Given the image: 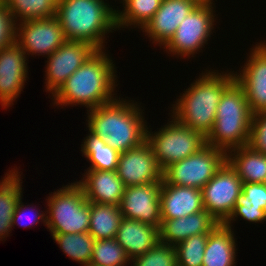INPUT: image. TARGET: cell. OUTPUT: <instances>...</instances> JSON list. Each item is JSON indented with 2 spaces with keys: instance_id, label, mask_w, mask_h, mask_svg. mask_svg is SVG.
I'll use <instances>...</instances> for the list:
<instances>
[{
  "instance_id": "36",
  "label": "cell",
  "mask_w": 266,
  "mask_h": 266,
  "mask_svg": "<svg viewBox=\"0 0 266 266\" xmlns=\"http://www.w3.org/2000/svg\"><path fill=\"white\" fill-rule=\"evenodd\" d=\"M253 150L266 155V119L258 112L253 114L248 144Z\"/></svg>"
},
{
  "instance_id": "29",
  "label": "cell",
  "mask_w": 266,
  "mask_h": 266,
  "mask_svg": "<svg viewBox=\"0 0 266 266\" xmlns=\"http://www.w3.org/2000/svg\"><path fill=\"white\" fill-rule=\"evenodd\" d=\"M57 3L58 0H5L7 9L11 12L16 24L56 16Z\"/></svg>"
},
{
  "instance_id": "14",
  "label": "cell",
  "mask_w": 266,
  "mask_h": 266,
  "mask_svg": "<svg viewBox=\"0 0 266 266\" xmlns=\"http://www.w3.org/2000/svg\"><path fill=\"white\" fill-rule=\"evenodd\" d=\"M117 175L125 187L161 182L163 170L153 155L152 147L147 141L141 145L120 153Z\"/></svg>"
},
{
  "instance_id": "13",
  "label": "cell",
  "mask_w": 266,
  "mask_h": 266,
  "mask_svg": "<svg viewBox=\"0 0 266 266\" xmlns=\"http://www.w3.org/2000/svg\"><path fill=\"white\" fill-rule=\"evenodd\" d=\"M161 182L125 187L119 210L123 218L161 226L160 190Z\"/></svg>"
},
{
  "instance_id": "34",
  "label": "cell",
  "mask_w": 266,
  "mask_h": 266,
  "mask_svg": "<svg viewBox=\"0 0 266 266\" xmlns=\"http://www.w3.org/2000/svg\"><path fill=\"white\" fill-rule=\"evenodd\" d=\"M16 42V22L4 3L0 4V50Z\"/></svg>"
},
{
  "instance_id": "5",
  "label": "cell",
  "mask_w": 266,
  "mask_h": 266,
  "mask_svg": "<svg viewBox=\"0 0 266 266\" xmlns=\"http://www.w3.org/2000/svg\"><path fill=\"white\" fill-rule=\"evenodd\" d=\"M253 114L243 88L234 81L221 97L214 126L206 136V144L226 153L247 146Z\"/></svg>"
},
{
  "instance_id": "31",
  "label": "cell",
  "mask_w": 266,
  "mask_h": 266,
  "mask_svg": "<svg viewBox=\"0 0 266 266\" xmlns=\"http://www.w3.org/2000/svg\"><path fill=\"white\" fill-rule=\"evenodd\" d=\"M208 234L188 237L175 246L177 266H202Z\"/></svg>"
},
{
  "instance_id": "21",
  "label": "cell",
  "mask_w": 266,
  "mask_h": 266,
  "mask_svg": "<svg viewBox=\"0 0 266 266\" xmlns=\"http://www.w3.org/2000/svg\"><path fill=\"white\" fill-rule=\"evenodd\" d=\"M115 239L133 260L159 242V229L138 220L122 218Z\"/></svg>"
},
{
  "instance_id": "20",
  "label": "cell",
  "mask_w": 266,
  "mask_h": 266,
  "mask_svg": "<svg viewBox=\"0 0 266 266\" xmlns=\"http://www.w3.org/2000/svg\"><path fill=\"white\" fill-rule=\"evenodd\" d=\"M219 222L206 210L176 219H162L159 241L176 246L188 237L209 234Z\"/></svg>"
},
{
  "instance_id": "4",
  "label": "cell",
  "mask_w": 266,
  "mask_h": 266,
  "mask_svg": "<svg viewBox=\"0 0 266 266\" xmlns=\"http://www.w3.org/2000/svg\"><path fill=\"white\" fill-rule=\"evenodd\" d=\"M56 17L67 40L84 41L97 50H104L105 35L117 30L116 9L104 0H58Z\"/></svg>"
},
{
  "instance_id": "35",
  "label": "cell",
  "mask_w": 266,
  "mask_h": 266,
  "mask_svg": "<svg viewBox=\"0 0 266 266\" xmlns=\"http://www.w3.org/2000/svg\"><path fill=\"white\" fill-rule=\"evenodd\" d=\"M238 216L245 221L253 223L266 221V211L262 210L259 206L254 204H236L232 214L224 224L231 227L233 223L231 221H236Z\"/></svg>"
},
{
  "instance_id": "27",
  "label": "cell",
  "mask_w": 266,
  "mask_h": 266,
  "mask_svg": "<svg viewBox=\"0 0 266 266\" xmlns=\"http://www.w3.org/2000/svg\"><path fill=\"white\" fill-rule=\"evenodd\" d=\"M122 1L120 3L123 4L124 10H116V26L118 30L129 26L142 29L160 8L162 2V0Z\"/></svg>"
},
{
  "instance_id": "24",
  "label": "cell",
  "mask_w": 266,
  "mask_h": 266,
  "mask_svg": "<svg viewBox=\"0 0 266 266\" xmlns=\"http://www.w3.org/2000/svg\"><path fill=\"white\" fill-rule=\"evenodd\" d=\"M19 173L14 167L5 174L0 182V240H5L13 229L12 216L23 195L22 179H20Z\"/></svg>"
},
{
  "instance_id": "12",
  "label": "cell",
  "mask_w": 266,
  "mask_h": 266,
  "mask_svg": "<svg viewBox=\"0 0 266 266\" xmlns=\"http://www.w3.org/2000/svg\"><path fill=\"white\" fill-rule=\"evenodd\" d=\"M96 50L87 42L66 40L47 57L46 92L53 95Z\"/></svg>"
},
{
  "instance_id": "15",
  "label": "cell",
  "mask_w": 266,
  "mask_h": 266,
  "mask_svg": "<svg viewBox=\"0 0 266 266\" xmlns=\"http://www.w3.org/2000/svg\"><path fill=\"white\" fill-rule=\"evenodd\" d=\"M243 69L235 81L243 88L250 110L257 113L266 105V43H258L250 50Z\"/></svg>"
},
{
  "instance_id": "33",
  "label": "cell",
  "mask_w": 266,
  "mask_h": 266,
  "mask_svg": "<svg viewBox=\"0 0 266 266\" xmlns=\"http://www.w3.org/2000/svg\"><path fill=\"white\" fill-rule=\"evenodd\" d=\"M236 204H254L266 211V185L264 183H242V191Z\"/></svg>"
},
{
  "instance_id": "16",
  "label": "cell",
  "mask_w": 266,
  "mask_h": 266,
  "mask_svg": "<svg viewBox=\"0 0 266 266\" xmlns=\"http://www.w3.org/2000/svg\"><path fill=\"white\" fill-rule=\"evenodd\" d=\"M27 55L14 42L0 50V104L2 108L13 105L23 91L28 66Z\"/></svg>"
},
{
  "instance_id": "19",
  "label": "cell",
  "mask_w": 266,
  "mask_h": 266,
  "mask_svg": "<svg viewBox=\"0 0 266 266\" xmlns=\"http://www.w3.org/2000/svg\"><path fill=\"white\" fill-rule=\"evenodd\" d=\"M83 179L76 181L88 202L120 205L125 185L116 170H85Z\"/></svg>"
},
{
  "instance_id": "28",
  "label": "cell",
  "mask_w": 266,
  "mask_h": 266,
  "mask_svg": "<svg viewBox=\"0 0 266 266\" xmlns=\"http://www.w3.org/2000/svg\"><path fill=\"white\" fill-rule=\"evenodd\" d=\"M52 237L70 259L82 266L90 264L96 239L89 232L52 234Z\"/></svg>"
},
{
  "instance_id": "39",
  "label": "cell",
  "mask_w": 266,
  "mask_h": 266,
  "mask_svg": "<svg viewBox=\"0 0 266 266\" xmlns=\"http://www.w3.org/2000/svg\"><path fill=\"white\" fill-rule=\"evenodd\" d=\"M263 183L266 185V176H265V179H264Z\"/></svg>"
},
{
  "instance_id": "37",
  "label": "cell",
  "mask_w": 266,
  "mask_h": 266,
  "mask_svg": "<svg viewBox=\"0 0 266 266\" xmlns=\"http://www.w3.org/2000/svg\"><path fill=\"white\" fill-rule=\"evenodd\" d=\"M22 199H23L22 197L19 199V202L17 204L16 210L13 213V216H12V227H14L16 225V223L18 222L17 225L18 224L19 225L22 224L24 228H26V227L30 228V227L34 226V224H37L39 222V220H42L43 223H44V225H47V222H46V220H47V213L46 212L44 213L43 211H40V210L37 211V209L34 210V206L33 205H32V207H31V205H26L27 206L26 207L23 204ZM26 210H29V212H31V213H32L33 210L35 211V213L33 212L34 215H31L34 218V219L31 218L32 219L30 221L31 223L30 222L29 223L23 222V219H24V216L23 215L24 214L26 215V213H25ZM39 212H43V213H40L39 214Z\"/></svg>"
},
{
  "instance_id": "2",
  "label": "cell",
  "mask_w": 266,
  "mask_h": 266,
  "mask_svg": "<svg viewBox=\"0 0 266 266\" xmlns=\"http://www.w3.org/2000/svg\"><path fill=\"white\" fill-rule=\"evenodd\" d=\"M208 71V72H207ZM206 70L190 84L172 106L171 117L183 126L202 132L212 130L217 106L226 89L235 81L234 71Z\"/></svg>"
},
{
  "instance_id": "26",
  "label": "cell",
  "mask_w": 266,
  "mask_h": 266,
  "mask_svg": "<svg viewBox=\"0 0 266 266\" xmlns=\"http://www.w3.org/2000/svg\"><path fill=\"white\" fill-rule=\"evenodd\" d=\"M81 144L82 155L91 163L87 169L114 171L118 165L120 153L89 130Z\"/></svg>"
},
{
  "instance_id": "8",
  "label": "cell",
  "mask_w": 266,
  "mask_h": 266,
  "mask_svg": "<svg viewBox=\"0 0 266 266\" xmlns=\"http://www.w3.org/2000/svg\"><path fill=\"white\" fill-rule=\"evenodd\" d=\"M214 1H201L177 27L174 35L163 46L168 54L195 57L211 37L216 18ZM214 10V11H213ZM215 15V16H214ZM215 18V19H214ZM195 54V56H194ZM183 56V57H182Z\"/></svg>"
},
{
  "instance_id": "38",
  "label": "cell",
  "mask_w": 266,
  "mask_h": 266,
  "mask_svg": "<svg viewBox=\"0 0 266 266\" xmlns=\"http://www.w3.org/2000/svg\"><path fill=\"white\" fill-rule=\"evenodd\" d=\"M258 113H259L264 119H266V105H265L263 108H261V109L258 111Z\"/></svg>"
},
{
  "instance_id": "11",
  "label": "cell",
  "mask_w": 266,
  "mask_h": 266,
  "mask_svg": "<svg viewBox=\"0 0 266 266\" xmlns=\"http://www.w3.org/2000/svg\"><path fill=\"white\" fill-rule=\"evenodd\" d=\"M66 40L56 16L16 24V43L26 55L48 57Z\"/></svg>"
},
{
  "instance_id": "9",
  "label": "cell",
  "mask_w": 266,
  "mask_h": 266,
  "mask_svg": "<svg viewBox=\"0 0 266 266\" xmlns=\"http://www.w3.org/2000/svg\"><path fill=\"white\" fill-rule=\"evenodd\" d=\"M226 161L224 150L206 145L197 153L166 167L163 180L167 184L201 190Z\"/></svg>"
},
{
  "instance_id": "17",
  "label": "cell",
  "mask_w": 266,
  "mask_h": 266,
  "mask_svg": "<svg viewBox=\"0 0 266 266\" xmlns=\"http://www.w3.org/2000/svg\"><path fill=\"white\" fill-rule=\"evenodd\" d=\"M200 0H162L160 8L141 29L152 43L164 46L174 35L181 21L191 13Z\"/></svg>"
},
{
  "instance_id": "7",
  "label": "cell",
  "mask_w": 266,
  "mask_h": 266,
  "mask_svg": "<svg viewBox=\"0 0 266 266\" xmlns=\"http://www.w3.org/2000/svg\"><path fill=\"white\" fill-rule=\"evenodd\" d=\"M168 122L159 131L153 133L147 127L146 132V141L152 147L153 155L162 170L207 145L206 136L202 132L183 126L173 117Z\"/></svg>"
},
{
  "instance_id": "32",
  "label": "cell",
  "mask_w": 266,
  "mask_h": 266,
  "mask_svg": "<svg viewBox=\"0 0 266 266\" xmlns=\"http://www.w3.org/2000/svg\"><path fill=\"white\" fill-rule=\"evenodd\" d=\"M132 262V266H177V252L175 246L159 241Z\"/></svg>"
},
{
  "instance_id": "10",
  "label": "cell",
  "mask_w": 266,
  "mask_h": 266,
  "mask_svg": "<svg viewBox=\"0 0 266 266\" xmlns=\"http://www.w3.org/2000/svg\"><path fill=\"white\" fill-rule=\"evenodd\" d=\"M201 190L204 210L224 224L241 194L242 180L226 161Z\"/></svg>"
},
{
  "instance_id": "25",
  "label": "cell",
  "mask_w": 266,
  "mask_h": 266,
  "mask_svg": "<svg viewBox=\"0 0 266 266\" xmlns=\"http://www.w3.org/2000/svg\"><path fill=\"white\" fill-rule=\"evenodd\" d=\"M123 216L119 206L90 202L89 233L97 239H113Z\"/></svg>"
},
{
  "instance_id": "1",
  "label": "cell",
  "mask_w": 266,
  "mask_h": 266,
  "mask_svg": "<svg viewBox=\"0 0 266 266\" xmlns=\"http://www.w3.org/2000/svg\"><path fill=\"white\" fill-rule=\"evenodd\" d=\"M112 61L104 50H96L53 94V104L82 105L90 110L114 101L118 84Z\"/></svg>"
},
{
  "instance_id": "22",
  "label": "cell",
  "mask_w": 266,
  "mask_h": 266,
  "mask_svg": "<svg viewBox=\"0 0 266 266\" xmlns=\"http://www.w3.org/2000/svg\"><path fill=\"white\" fill-rule=\"evenodd\" d=\"M234 236L232 227L219 223L208 234L202 266H236L237 249Z\"/></svg>"
},
{
  "instance_id": "6",
  "label": "cell",
  "mask_w": 266,
  "mask_h": 266,
  "mask_svg": "<svg viewBox=\"0 0 266 266\" xmlns=\"http://www.w3.org/2000/svg\"><path fill=\"white\" fill-rule=\"evenodd\" d=\"M47 199V225L51 234L84 233L90 227V202L75 181L51 192Z\"/></svg>"
},
{
  "instance_id": "18",
  "label": "cell",
  "mask_w": 266,
  "mask_h": 266,
  "mask_svg": "<svg viewBox=\"0 0 266 266\" xmlns=\"http://www.w3.org/2000/svg\"><path fill=\"white\" fill-rule=\"evenodd\" d=\"M161 219H176L204 210L202 190L167 184L160 190Z\"/></svg>"
},
{
  "instance_id": "30",
  "label": "cell",
  "mask_w": 266,
  "mask_h": 266,
  "mask_svg": "<svg viewBox=\"0 0 266 266\" xmlns=\"http://www.w3.org/2000/svg\"><path fill=\"white\" fill-rule=\"evenodd\" d=\"M130 261L124 248L115 238L97 239L95 241L90 264L99 266H128Z\"/></svg>"
},
{
  "instance_id": "23",
  "label": "cell",
  "mask_w": 266,
  "mask_h": 266,
  "mask_svg": "<svg viewBox=\"0 0 266 266\" xmlns=\"http://www.w3.org/2000/svg\"><path fill=\"white\" fill-rule=\"evenodd\" d=\"M227 162L236 171L242 183H263L266 176V155L249 145L227 152Z\"/></svg>"
},
{
  "instance_id": "3",
  "label": "cell",
  "mask_w": 266,
  "mask_h": 266,
  "mask_svg": "<svg viewBox=\"0 0 266 266\" xmlns=\"http://www.w3.org/2000/svg\"><path fill=\"white\" fill-rule=\"evenodd\" d=\"M143 113L134 100L117 97L108 104L87 110V128L107 145L123 153L146 141L147 123Z\"/></svg>"
}]
</instances>
